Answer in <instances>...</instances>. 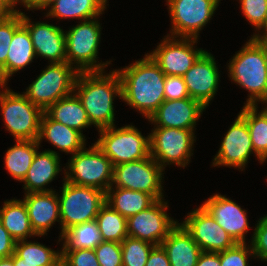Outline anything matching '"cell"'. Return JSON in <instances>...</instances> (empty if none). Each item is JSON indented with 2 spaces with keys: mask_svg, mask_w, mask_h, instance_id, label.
<instances>
[{
  "mask_svg": "<svg viewBox=\"0 0 267 266\" xmlns=\"http://www.w3.org/2000/svg\"><path fill=\"white\" fill-rule=\"evenodd\" d=\"M241 12L247 21L258 31L267 17V0H239Z\"/></svg>",
  "mask_w": 267,
  "mask_h": 266,
  "instance_id": "38",
  "label": "cell"
},
{
  "mask_svg": "<svg viewBox=\"0 0 267 266\" xmlns=\"http://www.w3.org/2000/svg\"><path fill=\"white\" fill-rule=\"evenodd\" d=\"M263 46L267 54V41H259Z\"/></svg>",
  "mask_w": 267,
  "mask_h": 266,
  "instance_id": "52",
  "label": "cell"
},
{
  "mask_svg": "<svg viewBox=\"0 0 267 266\" xmlns=\"http://www.w3.org/2000/svg\"><path fill=\"white\" fill-rule=\"evenodd\" d=\"M98 18L81 21L65 30L66 62L79 72L105 71L111 64V61H98L102 31Z\"/></svg>",
  "mask_w": 267,
  "mask_h": 266,
  "instance_id": "5",
  "label": "cell"
},
{
  "mask_svg": "<svg viewBox=\"0 0 267 266\" xmlns=\"http://www.w3.org/2000/svg\"><path fill=\"white\" fill-rule=\"evenodd\" d=\"M253 153L260 163L261 158L253 149L246 121L238 114L233 124L224 134L220 148L214 156L211 166L234 167L244 171Z\"/></svg>",
  "mask_w": 267,
  "mask_h": 266,
  "instance_id": "15",
  "label": "cell"
},
{
  "mask_svg": "<svg viewBox=\"0 0 267 266\" xmlns=\"http://www.w3.org/2000/svg\"><path fill=\"white\" fill-rule=\"evenodd\" d=\"M95 144L110 159L113 166L134 162L150 156L149 135L143 136L133 125H116L98 130Z\"/></svg>",
  "mask_w": 267,
  "mask_h": 266,
  "instance_id": "7",
  "label": "cell"
},
{
  "mask_svg": "<svg viewBox=\"0 0 267 266\" xmlns=\"http://www.w3.org/2000/svg\"><path fill=\"white\" fill-rule=\"evenodd\" d=\"M103 241L96 220L68 229L62 236L61 250L95 249Z\"/></svg>",
  "mask_w": 267,
  "mask_h": 266,
  "instance_id": "33",
  "label": "cell"
},
{
  "mask_svg": "<svg viewBox=\"0 0 267 266\" xmlns=\"http://www.w3.org/2000/svg\"><path fill=\"white\" fill-rule=\"evenodd\" d=\"M7 84H8V80L4 76L2 68L0 66V91L7 89L8 88ZM1 87H2V89H1Z\"/></svg>",
  "mask_w": 267,
  "mask_h": 266,
  "instance_id": "50",
  "label": "cell"
},
{
  "mask_svg": "<svg viewBox=\"0 0 267 266\" xmlns=\"http://www.w3.org/2000/svg\"><path fill=\"white\" fill-rule=\"evenodd\" d=\"M202 206L236 243H246L249 232L247 211L226 195L216 193L209 197Z\"/></svg>",
  "mask_w": 267,
  "mask_h": 266,
  "instance_id": "19",
  "label": "cell"
},
{
  "mask_svg": "<svg viewBox=\"0 0 267 266\" xmlns=\"http://www.w3.org/2000/svg\"><path fill=\"white\" fill-rule=\"evenodd\" d=\"M145 266H171L167 254L161 245L153 247Z\"/></svg>",
  "mask_w": 267,
  "mask_h": 266,
  "instance_id": "44",
  "label": "cell"
},
{
  "mask_svg": "<svg viewBox=\"0 0 267 266\" xmlns=\"http://www.w3.org/2000/svg\"><path fill=\"white\" fill-rule=\"evenodd\" d=\"M36 54L28 29L22 24L15 32L9 44L6 59V79L24 69L33 62Z\"/></svg>",
  "mask_w": 267,
  "mask_h": 266,
  "instance_id": "29",
  "label": "cell"
},
{
  "mask_svg": "<svg viewBox=\"0 0 267 266\" xmlns=\"http://www.w3.org/2000/svg\"><path fill=\"white\" fill-rule=\"evenodd\" d=\"M55 266H66L62 261H60L59 263H57Z\"/></svg>",
  "mask_w": 267,
  "mask_h": 266,
  "instance_id": "54",
  "label": "cell"
},
{
  "mask_svg": "<svg viewBox=\"0 0 267 266\" xmlns=\"http://www.w3.org/2000/svg\"><path fill=\"white\" fill-rule=\"evenodd\" d=\"M198 39L166 35L158 46L147 53L165 75L183 76L205 51L196 48Z\"/></svg>",
  "mask_w": 267,
  "mask_h": 266,
  "instance_id": "13",
  "label": "cell"
},
{
  "mask_svg": "<svg viewBox=\"0 0 267 266\" xmlns=\"http://www.w3.org/2000/svg\"><path fill=\"white\" fill-rule=\"evenodd\" d=\"M43 139L58 150L71 155L86 146V139L83 133L52 120L45 112H43L40 120L39 144Z\"/></svg>",
  "mask_w": 267,
  "mask_h": 266,
  "instance_id": "24",
  "label": "cell"
},
{
  "mask_svg": "<svg viewBox=\"0 0 267 266\" xmlns=\"http://www.w3.org/2000/svg\"><path fill=\"white\" fill-rule=\"evenodd\" d=\"M61 261V250L55 251L38 242L16 241L14 263H37L39 266H55Z\"/></svg>",
  "mask_w": 267,
  "mask_h": 266,
  "instance_id": "32",
  "label": "cell"
},
{
  "mask_svg": "<svg viewBox=\"0 0 267 266\" xmlns=\"http://www.w3.org/2000/svg\"><path fill=\"white\" fill-rule=\"evenodd\" d=\"M27 6L33 1V0H22Z\"/></svg>",
  "mask_w": 267,
  "mask_h": 266,
  "instance_id": "53",
  "label": "cell"
},
{
  "mask_svg": "<svg viewBox=\"0 0 267 266\" xmlns=\"http://www.w3.org/2000/svg\"><path fill=\"white\" fill-rule=\"evenodd\" d=\"M115 70L121 80V100L149 119L165 101L164 72L147 53L144 58Z\"/></svg>",
  "mask_w": 267,
  "mask_h": 266,
  "instance_id": "1",
  "label": "cell"
},
{
  "mask_svg": "<svg viewBox=\"0 0 267 266\" xmlns=\"http://www.w3.org/2000/svg\"><path fill=\"white\" fill-rule=\"evenodd\" d=\"M108 0H57L47 9L45 17L57 19L90 20L105 11Z\"/></svg>",
  "mask_w": 267,
  "mask_h": 266,
  "instance_id": "25",
  "label": "cell"
},
{
  "mask_svg": "<svg viewBox=\"0 0 267 266\" xmlns=\"http://www.w3.org/2000/svg\"><path fill=\"white\" fill-rule=\"evenodd\" d=\"M94 250L100 266H123L121 243L102 241Z\"/></svg>",
  "mask_w": 267,
  "mask_h": 266,
  "instance_id": "39",
  "label": "cell"
},
{
  "mask_svg": "<svg viewBox=\"0 0 267 266\" xmlns=\"http://www.w3.org/2000/svg\"><path fill=\"white\" fill-rule=\"evenodd\" d=\"M22 200L26 205L32 229L38 237L47 236V232L55 222H59L61 229L59 200L56 191L24 194Z\"/></svg>",
  "mask_w": 267,
  "mask_h": 266,
  "instance_id": "21",
  "label": "cell"
},
{
  "mask_svg": "<svg viewBox=\"0 0 267 266\" xmlns=\"http://www.w3.org/2000/svg\"><path fill=\"white\" fill-rule=\"evenodd\" d=\"M23 5L24 8H27V5L22 0H0V12L4 13H15V12H21L20 10H17L15 7L17 5Z\"/></svg>",
  "mask_w": 267,
  "mask_h": 266,
  "instance_id": "46",
  "label": "cell"
},
{
  "mask_svg": "<svg viewBox=\"0 0 267 266\" xmlns=\"http://www.w3.org/2000/svg\"><path fill=\"white\" fill-rule=\"evenodd\" d=\"M16 241L3 227L0 221V258L10 257L14 254Z\"/></svg>",
  "mask_w": 267,
  "mask_h": 266,
  "instance_id": "43",
  "label": "cell"
},
{
  "mask_svg": "<svg viewBox=\"0 0 267 266\" xmlns=\"http://www.w3.org/2000/svg\"><path fill=\"white\" fill-rule=\"evenodd\" d=\"M22 24L30 33L36 58L48 59L49 63L66 62V39L62 27L42 21L34 23L24 12Z\"/></svg>",
  "mask_w": 267,
  "mask_h": 266,
  "instance_id": "18",
  "label": "cell"
},
{
  "mask_svg": "<svg viewBox=\"0 0 267 266\" xmlns=\"http://www.w3.org/2000/svg\"><path fill=\"white\" fill-rule=\"evenodd\" d=\"M259 32H260V34H259ZM251 36L256 41H267V17H266V20H265L264 24L257 31V33L255 32Z\"/></svg>",
  "mask_w": 267,
  "mask_h": 266,
  "instance_id": "48",
  "label": "cell"
},
{
  "mask_svg": "<svg viewBox=\"0 0 267 266\" xmlns=\"http://www.w3.org/2000/svg\"><path fill=\"white\" fill-rule=\"evenodd\" d=\"M57 0H33L28 6L27 10H46Z\"/></svg>",
  "mask_w": 267,
  "mask_h": 266,
  "instance_id": "47",
  "label": "cell"
},
{
  "mask_svg": "<svg viewBox=\"0 0 267 266\" xmlns=\"http://www.w3.org/2000/svg\"><path fill=\"white\" fill-rule=\"evenodd\" d=\"M78 74L79 71L68 62L49 63L22 93L45 111L59 99L74 93Z\"/></svg>",
  "mask_w": 267,
  "mask_h": 266,
  "instance_id": "9",
  "label": "cell"
},
{
  "mask_svg": "<svg viewBox=\"0 0 267 266\" xmlns=\"http://www.w3.org/2000/svg\"><path fill=\"white\" fill-rule=\"evenodd\" d=\"M0 221L15 241L26 240L38 235L32 229L28 211L21 199H10L0 208Z\"/></svg>",
  "mask_w": 267,
  "mask_h": 266,
  "instance_id": "26",
  "label": "cell"
},
{
  "mask_svg": "<svg viewBox=\"0 0 267 266\" xmlns=\"http://www.w3.org/2000/svg\"><path fill=\"white\" fill-rule=\"evenodd\" d=\"M181 224L204 252L219 253L236 244L202 205L188 213Z\"/></svg>",
  "mask_w": 267,
  "mask_h": 266,
  "instance_id": "16",
  "label": "cell"
},
{
  "mask_svg": "<svg viewBox=\"0 0 267 266\" xmlns=\"http://www.w3.org/2000/svg\"><path fill=\"white\" fill-rule=\"evenodd\" d=\"M255 225L250 244L255 258L267 261V214L259 218Z\"/></svg>",
  "mask_w": 267,
  "mask_h": 266,
  "instance_id": "41",
  "label": "cell"
},
{
  "mask_svg": "<svg viewBox=\"0 0 267 266\" xmlns=\"http://www.w3.org/2000/svg\"><path fill=\"white\" fill-rule=\"evenodd\" d=\"M0 109L5 129L15 140H38L44 112L39 106L8 87L0 91Z\"/></svg>",
  "mask_w": 267,
  "mask_h": 266,
  "instance_id": "6",
  "label": "cell"
},
{
  "mask_svg": "<svg viewBox=\"0 0 267 266\" xmlns=\"http://www.w3.org/2000/svg\"><path fill=\"white\" fill-rule=\"evenodd\" d=\"M168 202L156 200L150 207L127 218L128 236L160 245L178 221L167 213Z\"/></svg>",
  "mask_w": 267,
  "mask_h": 266,
  "instance_id": "14",
  "label": "cell"
},
{
  "mask_svg": "<svg viewBox=\"0 0 267 266\" xmlns=\"http://www.w3.org/2000/svg\"><path fill=\"white\" fill-rule=\"evenodd\" d=\"M40 146L38 140H15V145L7 149L5 169L15 180L22 182L26 177Z\"/></svg>",
  "mask_w": 267,
  "mask_h": 266,
  "instance_id": "30",
  "label": "cell"
},
{
  "mask_svg": "<svg viewBox=\"0 0 267 266\" xmlns=\"http://www.w3.org/2000/svg\"><path fill=\"white\" fill-rule=\"evenodd\" d=\"M182 77L189 96L207 108L217 94L220 82L214 56L205 50Z\"/></svg>",
  "mask_w": 267,
  "mask_h": 266,
  "instance_id": "17",
  "label": "cell"
},
{
  "mask_svg": "<svg viewBox=\"0 0 267 266\" xmlns=\"http://www.w3.org/2000/svg\"><path fill=\"white\" fill-rule=\"evenodd\" d=\"M22 25V11L15 13L0 12V66L6 77V59L9 44L14 32Z\"/></svg>",
  "mask_w": 267,
  "mask_h": 266,
  "instance_id": "36",
  "label": "cell"
},
{
  "mask_svg": "<svg viewBox=\"0 0 267 266\" xmlns=\"http://www.w3.org/2000/svg\"><path fill=\"white\" fill-rule=\"evenodd\" d=\"M44 112L52 120L73 128L80 133L91 127L86 111L75 93L59 99Z\"/></svg>",
  "mask_w": 267,
  "mask_h": 266,
  "instance_id": "27",
  "label": "cell"
},
{
  "mask_svg": "<svg viewBox=\"0 0 267 266\" xmlns=\"http://www.w3.org/2000/svg\"><path fill=\"white\" fill-rule=\"evenodd\" d=\"M165 170L151 157L114 166L110 187H121L150 194L155 200L164 199Z\"/></svg>",
  "mask_w": 267,
  "mask_h": 266,
  "instance_id": "11",
  "label": "cell"
},
{
  "mask_svg": "<svg viewBox=\"0 0 267 266\" xmlns=\"http://www.w3.org/2000/svg\"><path fill=\"white\" fill-rule=\"evenodd\" d=\"M155 201L150 194L121 187H109L106 192V203L125 218L147 209Z\"/></svg>",
  "mask_w": 267,
  "mask_h": 266,
  "instance_id": "28",
  "label": "cell"
},
{
  "mask_svg": "<svg viewBox=\"0 0 267 266\" xmlns=\"http://www.w3.org/2000/svg\"><path fill=\"white\" fill-rule=\"evenodd\" d=\"M57 192L61 219V232L58 242H62L63 234L71 227L96 219L101 207L106 203V192L88 186L76 185L65 180Z\"/></svg>",
  "mask_w": 267,
  "mask_h": 266,
  "instance_id": "4",
  "label": "cell"
},
{
  "mask_svg": "<svg viewBox=\"0 0 267 266\" xmlns=\"http://www.w3.org/2000/svg\"><path fill=\"white\" fill-rule=\"evenodd\" d=\"M14 266H39L37 263H14Z\"/></svg>",
  "mask_w": 267,
  "mask_h": 266,
  "instance_id": "51",
  "label": "cell"
},
{
  "mask_svg": "<svg viewBox=\"0 0 267 266\" xmlns=\"http://www.w3.org/2000/svg\"><path fill=\"white\" fill-rule=\"evenodd\" d=\"M221 0H166L171 19L169 36L195 38L210 22Z\"/></svg>",
  "mask_w": 267,
  "mask_h": 266,
  "instance_id": "12",
  "label": "cell"
},
{
  "mask_svg": "<svg viewBox=\"0 0 267 266\" xmlns=\"http://www.w3.org/2000/svg\"><path fill=\"white\" fill-rule=\"evenodd\" d=\"M258 105H244L239 115L246 121L253 149L261 158V163L267 161V109L258 110Z\"/></svg>",
  "mask_w": 267,
  "mask_h": 266,
  "instance_id": "31",
  "label": "cell"
},
{
  "mask_svg": "<svg viewBox=\"0 0 267 266\" xmlns=\"http://www.w3.org/2000/svg\"><path fill=\"white\" fill-rule=\"evenodd\" d=\"M196 266H221L219 253L202 251Z\"/></svg>",
  "mask_w": 267,
  "mask_h": 266,
  "instance_id": "45",
  "label": "cell"
},
{
  "mask_svg": "<svg viewBox=\"0 0 267 266\" xmlns=\"http://www.w3.org/2000/svg\"><path fill=\"white\" fill-rule=\"evenodd\" d=\"M154 246L148 241L127 236L121 242L123 266H145Z\"/></svg>",
  "mask_w": 267,
  "mask_h": 266,
  "instance_id": "35",
  "label": "cell"
},
{
  "mask_svg": "<svg viewBox=\"0 0 267 266\" xmlns=\"http://www.w3.org/2000/svg\"><path fill=\"white\" fill-rule=\"evenodd\" d=\"M60 165L58 152L51 149L37 151L27 175L22 181L25 194L55 191L46 186L55 180L62 171Z\"/></svg>",
  "mask_w": 267,
  "mask_h": 266,
  "instance_id": "22",
  "label": "cell"
},
{
  "mask_svg": "<svg viewBox=\"0 0 267 266\" xmlns=\"http://www.w3.org/2000/svg\"><path fill=\"white\" fill-rule=\"evenodd\" d=\"M194 130L154 127L149 133L150 156L165 170L167 165L186 167L196 142Z\"/></svg>",
  "mask_w": 267,
  "mask_h": 266,
  "instance_id": "10",
  "label": "cell"
},
{
  "mask_svg": "<svg viewBox=\"0 0 267 266\" xmlns=\"http://www.w3.org/2000/svg\"><path fill=\"white\" fill-rule=\"evenodd\" d=\"M61 261L66 266H100L94 249L61 250Z\"/></svg>",
  "mask_w": 267,
  "mask_h": 266,
  "instance_id": "40",
  "label": "cell"
},
{
  "mask_svg": "<svg viewBox=\"0 0 267 266\" xmlns=\"http://www.w3.org/2000/svg\"><path fill=\"white\" fill-rule=\"evenodd\" d=\"M228 76L249 92L245 105L267 101V54L264 46L252 37L235 52L228 65Z\"/></svg>",
  "mask_w": 267,
  "mask_h": 266,
  "instance_id": "3",
  "label": "cell"
},
{
  "mask_svg": "<svg viewBox=\"0 0 267 266\" xmlns=\"http://www.w3.org/2000/svg\"><path fill=\"white\" fill-rule=\"evenodd\" d=\"M164 96L165 100H181L190 98L182 76H165Z\"/></svg>",
  "mask_w": 267,
  "mask_h": 266,
  "instance_id": "42",
  "label": "cell"
},
{
  "mask_svg": "<svg viewBox=\"0 0 267 266\" xmlns=\"http://www.w3.org/2000/svg\"><path fill=\"white\" fill-rule=\"evenodd\" d=\"M160 245L165 250L171 266H196L202 253L191 234L179 222Z\"/></svg>",
  "mask_w": 267,
  "mask_h": 266,
  "instance_id": "23",
  "label": "cell"
},
{
  "mask_svg": "<svg viewBox=\"0 0 267 266\" xmlns=\"http://www.w3.org/2000/svg\"><path fill=\"white\" fill-rule=\"evenodd\" d=\"M95 220L103 241L121 243L128 236L127 218L107 203L101 207Z\"/></svg>",
  "mask_w": 267,
  "mask_h": 266,
  "instance_id": "34",
  "label": "cell"
},
{
  "mask_svg": "<svg viewBox=\"0 0 267 266\" xmlns=\"http://www.w3.org/2000/svg\"><path fill=\"white\" fill-rule=\"evenodd\" d=\"M0 266H14L13 254L10 257L0 258Z\"/></svg>",
  "mask_w": 267,
  "mask_h": 266,
  "instance_id": "49",
  "label": "cell"
},
{
  "mask_svg": "<svg viewBox=\"0 0 267 266\" xmlns=\"http://www.w3.org/2000/svg\"><path fill=\"white\" fill-rule=\"evenodd\" d=\"M84 147L68 160L64 177L67 182L107 192L113 179V164L95 144ZM67 170V171H66Z\"/></svg>",
  "mask_w": 267,
  "mask_h": 266,
  "instance_id": "8",
  "label": "cell"
},
{
  "mask_svg": "<svg viewBox=\"0 0 267 266\" xmlns=\"http://www.w3.org/2000/svg\"><path fill=\"white\" fill-rule=\"evenodd\" d=\"M255 255L253 253L251 244L236 243L233 247L219 252L221 266H250L248 259Z\"/></svg>",
  "mask_w": 267,
  "mask_h": 266,
  "instance_id": "37",
  "label": "cell"
},
{
  "mask_svg": "<svg viewBox=\"0 0 267 266\" xmlns=\"http://www.w3.org/2000/svg\"><path fill=\"white\" fill-rule=\"evenodd\" d=\"M74 93L80 99L89 122L98 130L115 125L114 99H121V80L114 69L79 72Z\"/></svg>",
  "mask_w": 267,
  "mask_h": 266,
  "instance_id": "2",
  "label": "cell"
},
{
  "mask_svg": "<svg viewBox=\"0 0 267 266\" xmlns=\"http://www.w3.org/2000/svg\"><path fill=\"white\" fill-rule=\"evenodd\" d=\"M206 107L198 100L185 98L165 100L150 116L148 122L154 127L196 130V123Z\"/></svg>",
  "mask_w": 267,
  "mask_h": 266,
  "instance_id": "20",
  "label": "cell"
}]
</instances>
